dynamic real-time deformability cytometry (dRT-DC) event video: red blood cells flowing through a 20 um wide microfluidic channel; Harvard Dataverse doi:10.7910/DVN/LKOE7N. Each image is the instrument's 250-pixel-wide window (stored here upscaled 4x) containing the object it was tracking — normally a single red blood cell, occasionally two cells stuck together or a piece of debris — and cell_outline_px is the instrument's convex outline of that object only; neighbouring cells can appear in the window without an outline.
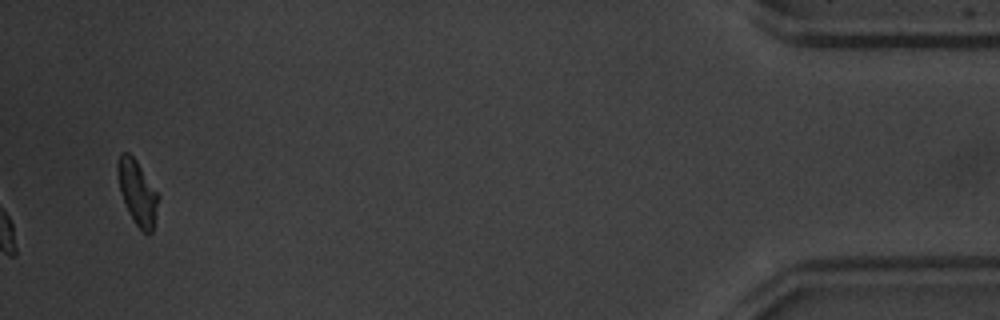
{"species": "common noctule bat (a hibernating species)", "species_latin": "Nyctalus noctula", "temperature_condition": "warm", "stored_images_in_passage": 37, "camera_frame_rate_fps": 3000, "um_per_image_px": 0.085, "animal": {"sex": "male", "body_mass_g": 20.1, "forearm_length_mm": 53.5}, "frame": {"image": 1, "passage_image": 37, "time_ms": 12.0, "image_size_px": [1000, 320], "cell_outline_px": [[160, 196], [152, 232], [148, 236], [136, 224], [128, 212], [120, 192], [116, 172], [116, 160], [120, 152], [128, 152], [136, 160]], "centroid_in_image_um": [11.65, 16.33], "position_along_channel_um": 423.5, "area_um2": 15.43}, "authors_computed_cell_mechanics": {"area_um2": 15.895, "velocity_mm_per_s": 3.9102, "shape_relaxation_time_tau1_ms": 2.0557, "shape_relaxation_time_tau2_ms": null, "deformation_change_tau1": 0.1065, "deformation_change_tau2": null}}